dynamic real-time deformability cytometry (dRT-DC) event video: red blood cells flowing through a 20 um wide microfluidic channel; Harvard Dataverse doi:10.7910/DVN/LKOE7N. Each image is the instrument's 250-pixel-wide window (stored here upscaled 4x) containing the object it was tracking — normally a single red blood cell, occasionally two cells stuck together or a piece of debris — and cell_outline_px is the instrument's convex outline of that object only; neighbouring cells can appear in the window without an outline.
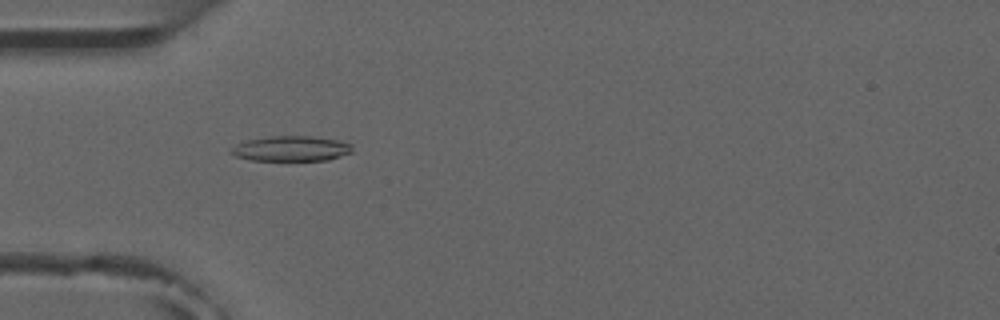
{"species": "common noctule bat (a hibernating species)", "species_latin": "Nyctalus noctula", "temperature_condition": "room temperature", "stored_images_in_passage": 5, "camera_frame_rate_fps": 3000, "um_per_image_px": 0.085, "animal": {"sex": "male", "forearm_length_mm": 52.5}, "frame": {"image": 1, "passage_image": 2, "time_ms": 1.0, "image_size_px": [1000, 320], "cell_outline_px": [[352, 152], [328, 160], [252, 160], [236, 156], [228, 152], [236, 144], [244, 140], [272, 136], [312, 136], [340, 140], [352, 144]], "centroid_in_image_um": [24.75, 12.62], "position_along_channel_um": 60.3, "area_um2": 17.86}}
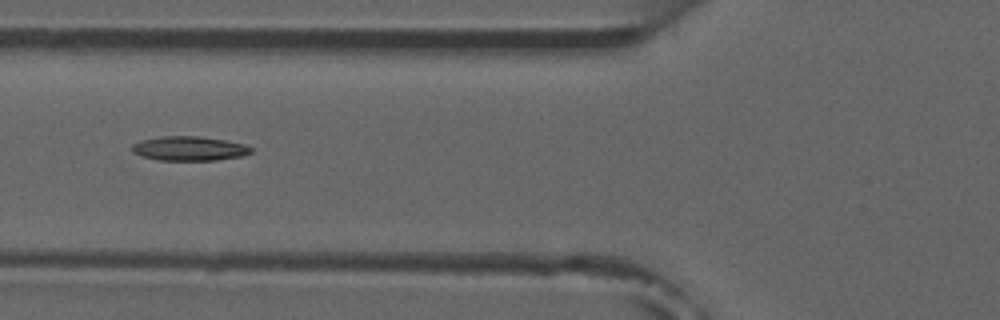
{"frame": {"image": 2, "passage_image": 3, "time_ms": 2.333, "image_size_px": [1000, 320], "cell_outline_px": [[252, 152], [244, 156], [216, 160], [160, 160], [144, 156], [132, 152], [132, 144], [140, 140], [160, 136], [200, 136], [224, 140], [244, 144], [252, 148]], "centroid_in_image_um": [16.1, 12.62], "position_along_channel_um": 109.7, "area_um2": 16.88}}
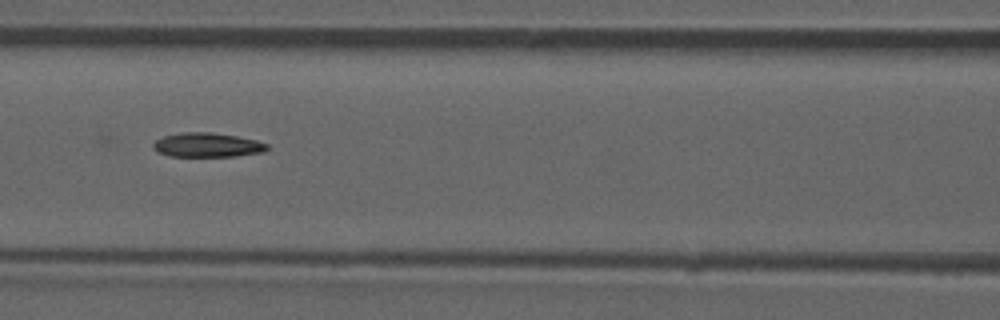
{"frame": {"image": 3, "passage_image": 4, "time_ms": 3.333, "image_size_px": [1000, 320], "cell_outline_px": [[268, 148], [264, 152], [236, 156], [168, 156], [152, 148], [152, 144], [156, 140], [164, 136], [180, 132], [212, 132], [236, 136], [256, 140], [268, 144]], "centroid_in_image_um": [17.62, 12.32], "position_along_channel_um": 149.0, "area_um2": 16.13}}